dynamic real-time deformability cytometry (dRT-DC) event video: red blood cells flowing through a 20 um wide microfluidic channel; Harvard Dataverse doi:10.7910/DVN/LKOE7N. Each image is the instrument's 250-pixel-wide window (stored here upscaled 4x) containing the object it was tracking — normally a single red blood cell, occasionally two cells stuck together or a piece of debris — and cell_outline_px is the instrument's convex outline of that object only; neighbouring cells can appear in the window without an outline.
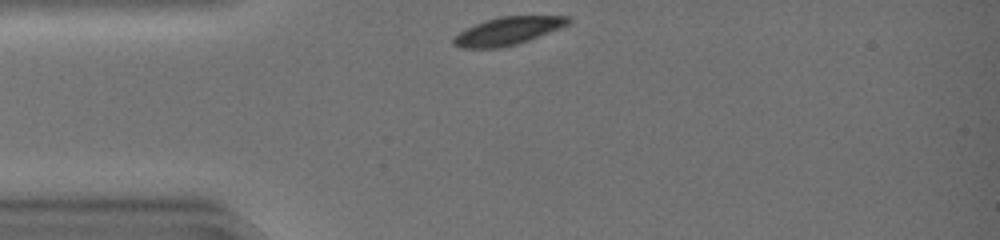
{"species": "common noctule bat (a hibernating species)", "species_latin": "Nyctalus noctula", "temperature_condition": "warm", "stored_images_in_passage": 14, "camera_frame_rate_fps": 3000, "um_per_image_px": 0.085, "animal": {"sex": "female", "body_mass_g": 19.0, "forearm_length_mm": 51.5}, "frame": {"image": 1, "passage_image": 1, "time_ms": 0.0, "image_size_px": [1000, 240], "cell_outline_px": [[572, 20], [568, 24], [560, 28], [528, 40], [516, 44], [500, 48], [460, 48], [452, 44], [452, 40], [464, 28], [500, 16], [568, 16]], "centroid_in_image_um": [43.14, 2.64], "position_along_channel_um": 41.9, "area_um2": 18.44}}
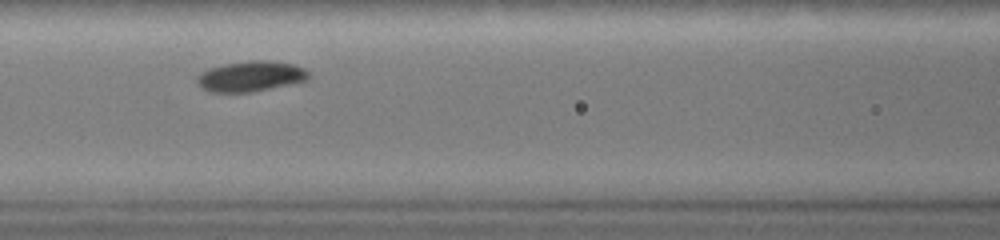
{"frame": {"image": 2, "passage_image": 10, "time_ms": 3.0, "image_size_px": [1000, 240], "cell_outline_px": [[308, 80], [252, 92], [212, 92], [200, 88], [196, 84], [196, 76], [200, 72], [208, 68], [224, 64], [252, 60], [268, 60], [292, 64], [304, 68], [308, 72]], "centroid_in_image_um": [21.24, 6.49], "position_along_channel_um": 145.4, "area_um2": 19.88}}